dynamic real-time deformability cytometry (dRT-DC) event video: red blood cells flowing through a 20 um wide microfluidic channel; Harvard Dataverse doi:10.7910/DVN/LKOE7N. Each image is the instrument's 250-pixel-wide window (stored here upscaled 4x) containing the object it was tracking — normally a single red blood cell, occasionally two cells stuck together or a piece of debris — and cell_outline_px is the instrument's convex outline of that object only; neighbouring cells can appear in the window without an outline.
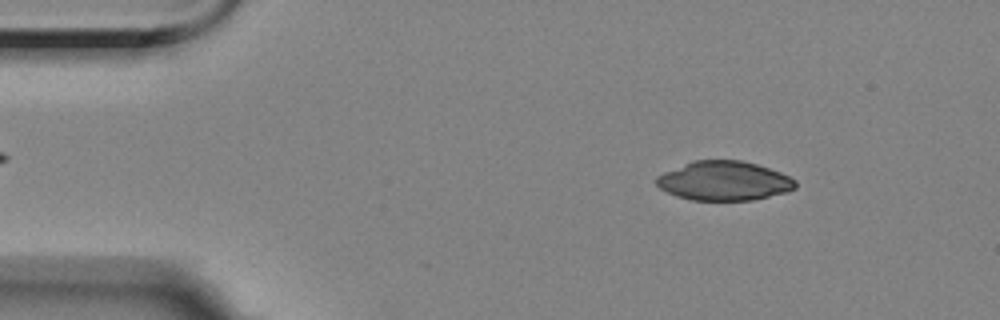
{"species": "Egyptian fruit bat (a non-hibernating species)", "species_latin": "Rousettus aegyptiacus", "temperature_condition": "room temperature", "stored_images_in_passage": 55, "camera_frame_rate_fps": 3000, "um_per_image_px": 0.085, "animal": {"sex": "female"}, "frame": {"image": 1, "passage_image": 7, "time_ms": 2.0, "image_size_px": [1000, 320], "cell_outline_px": [[796, 188], [788, 192], [752, 200], [692, 200], [676, 196], [660, 188], [656, 184], [656, 176], [664, 172], [692, 160], [740, 160], [756, 164], [780, 172], [796, 180]], "centroid_in_image_um": [61.54, 15.37], "position_along_channel_um": 23.5, "area_um2": 31.79}}
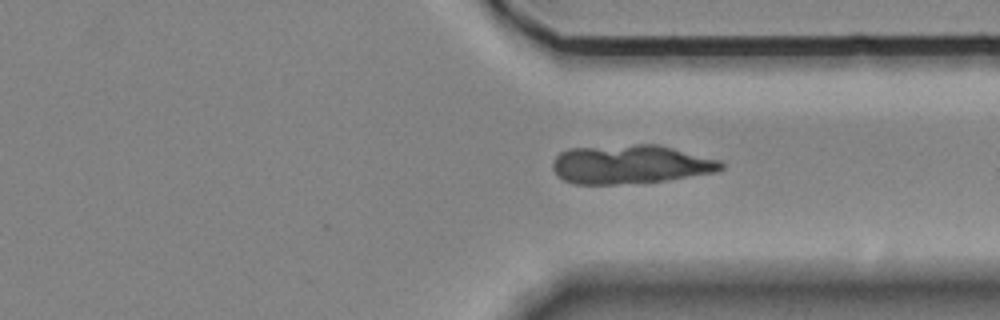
{"frame": {"image": 2, "passage_image": 41, "time_ms": 13.333, "image_size_px": [1000, 320], "cell_outline_px": [[724, 168], [716, 172], [664, 180], [616, 184], [576, 184], [564, 180], [552, 168], [552, 164], [556, 156], [560, 152], [568, 148], [636, 144], [656, 144], [720, 160], [724, 164]], "centroid_in_image_um": [53.57, 13.96], "position_along_channel_um": 357.8, "area_um2": 37.86}}
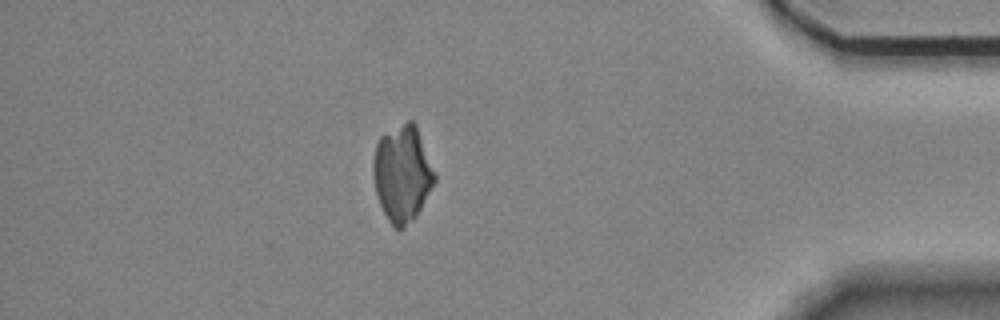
{"frame": {"image": 3, "passage_image": 48, "time_ms": 15.667, "image_size_px": [1000, 320], "cell_outline_px": [[436, 180], [416, 216], [404, 228], [396, 228], [388, 220], [380, 204], [376, 192], [372, 172], [372, 160], [376, 144], [380, 136], [384, 132], [408, 120], [412, 120], [416, 124], [436, 176]], "centroid_in_image_um": [34.17, 14.72], "position_along_channel_um": 401.0, "area_um2": 34.39}}